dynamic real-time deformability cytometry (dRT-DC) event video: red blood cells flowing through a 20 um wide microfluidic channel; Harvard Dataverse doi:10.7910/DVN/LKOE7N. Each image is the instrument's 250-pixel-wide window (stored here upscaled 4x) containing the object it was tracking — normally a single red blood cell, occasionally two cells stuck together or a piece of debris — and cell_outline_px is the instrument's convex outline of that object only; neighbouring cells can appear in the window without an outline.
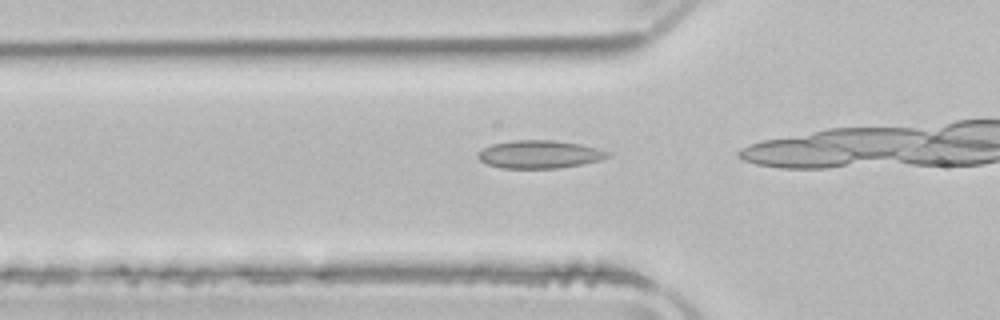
{"species": "common noctule bat (a hibernating species)", "species_latin": "Nyctalus noctula", "temperature_condition": "room temperature", "stored_images_in_passage": 22, "camera_frame_rate_fps": 3000, "um_per_image_px": 0.085, "animal": {"sex": "male", "body_mass_g": 21.5, "forearm_length_mm": 52.0}, "frame": {"image": 1, "passage_image": 13, "time_ms": 4.0, "image_size_px": [1000, 320], "cell_outline_px": [[612, 152], [608, 156], [600, 160], [580, 164], [556, 168], [500, 168], [488, 164], [480, 160], [476, 156], [484, 148], [492, 144], [512, 140], [552, 140], [580, 144], [600, 148]], "centroid_in_image_um": [45.87, 13.11], "position_along_channel_um": 79.9, "area_um2": 21.04}}